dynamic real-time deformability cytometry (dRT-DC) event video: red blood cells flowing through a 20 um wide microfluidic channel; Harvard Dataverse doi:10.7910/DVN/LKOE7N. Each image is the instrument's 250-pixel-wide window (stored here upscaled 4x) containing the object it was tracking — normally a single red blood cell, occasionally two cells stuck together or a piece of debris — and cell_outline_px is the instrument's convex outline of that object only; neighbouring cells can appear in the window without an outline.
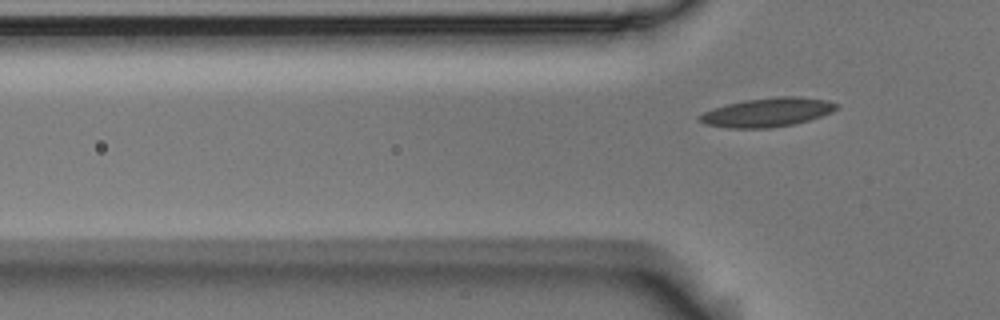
{"species": "Egyptian fruit bat (a non-hibernating species)", "species_latin": "Rousettus aegyptiacus", "temperature_condition": "room temperature", "stored_images_in_passage": 7, "segment_of_instrument_passage": [2, 2], "camera_frame_rate_fps": 3000, "um_per_image_px": 0.085, "animal": {"sex": "male"}, "frame": {"image": 1, "passage_image": 7, "time_ms": 2.0, "image_size_px": [1000, 320], "cell_outline_px": [[836, 108], [832, 112], [808, 120], [792, 124], [768, 128], [728, 128], [704, 124], [696, 116], [712, 108], [744, 100], [776, 96], [800, 96], [828, 100], [836, 104]], "centroid_in_image_um": [65.19, 9.54], "position_along_channel_um": 60.6, "area_um2": 23.0}}